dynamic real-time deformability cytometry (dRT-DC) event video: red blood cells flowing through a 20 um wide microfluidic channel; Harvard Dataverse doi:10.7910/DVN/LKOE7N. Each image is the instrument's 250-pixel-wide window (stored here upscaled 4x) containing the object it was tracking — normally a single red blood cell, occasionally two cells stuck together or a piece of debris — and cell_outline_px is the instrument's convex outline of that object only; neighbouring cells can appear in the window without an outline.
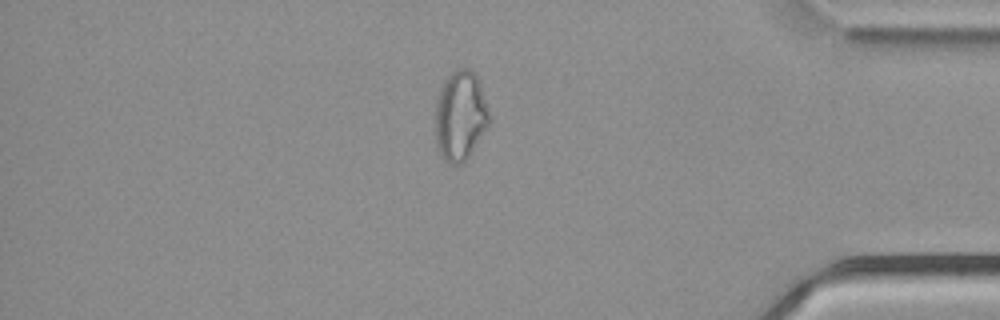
{"species": "common noctule bat (a hibernating species)", "species_latin": "Nyctalus noctula", "temperature_condition": "cold", "stored_images_in_passage": 54, "camera_frame_rate_fps": 3000, "um_per_image_px": 0.085, "animal": {"sex": "male", "body_mass_g": 21.5, "forearm_length_mm": 52.0}, "frame": {"image": 1, "passage_image": 46, "time_ms": 15.0, "image_size_px": [1000, 320], "cell_outline_px": [[492, 120], [468, 156], [460, 164], [452, 164], [444, 160], [440, 156], [436, 148], [436, 100], [440, 88], [444, 80], [456, 68], [468, 68], [480, 80]], "centroid_in_image_um": [39.13, 9.82], "position_along_channel_um": 396.1, "area_um2": 28.44}, "authors_computed_cell_mechanics": {"area_um2": 28.9, "velocity_mm_per_s": 3.7909, "shape_relaxation_time_tau1_ms": null, "shape_relaxation_time_tau2_ms": 2.7197, "deformation_change_tau1": null, "deformation_change_tau2": 0.1044}}